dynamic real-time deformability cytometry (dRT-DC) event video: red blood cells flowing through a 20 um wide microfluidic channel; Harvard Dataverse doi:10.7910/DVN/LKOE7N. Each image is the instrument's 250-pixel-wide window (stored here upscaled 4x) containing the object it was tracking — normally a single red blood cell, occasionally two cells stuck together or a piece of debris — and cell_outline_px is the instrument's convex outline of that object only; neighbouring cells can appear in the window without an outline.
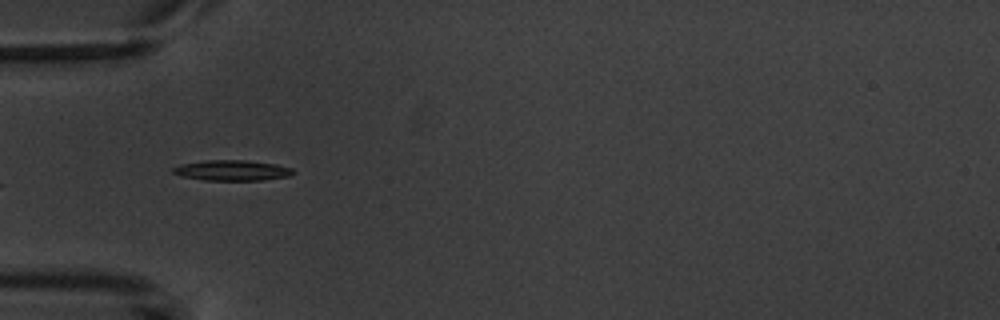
{"species": "common noctule bat (a hibernating species)", "species_latin": "Nyctalus noctula", "temperature_condition": "warm", "stored_images_in_passage": 9, "camera_frame_rate_fps": 3000, "um_per_image_px": 0.085, "animal": {"sex": "male", "body_mass_g": 20.1, "forearm_length_mm": 53.5}, "frame": {"image": 1, "passage_image": 4, "time_ms": 3.667, "image_size_px": [1000, 320], "cell_outline_px": [[296, 172], [292, 176], [264, 180], [204, 180], [180, 176], [172, 172], [172, 168], [180, 164], [204, 160], [248, 160], [276, 164], [292, 168]], "centroid_in_image_um": [19.75, 14.48], "position_along_channel_um": 65.2, "area_um2": 14.57}}
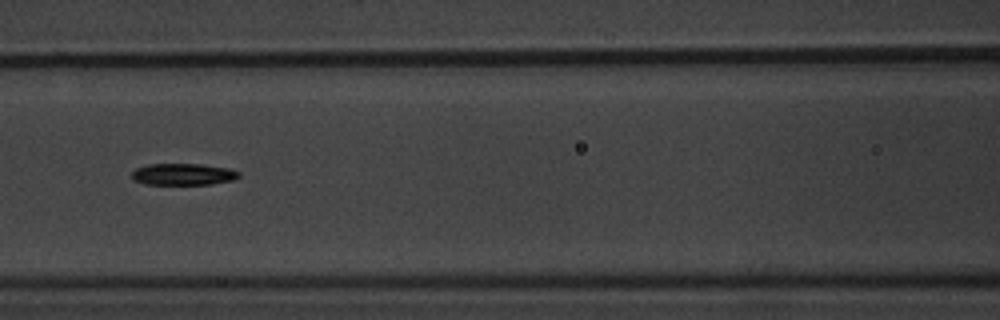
{"frame": {"image": 2, "passage_image": 6, "time_ms": 6.0, "image_size_px": [1000, 320], "cell_outline_px": [[240, 176], [232, 180], [212, 184], [144, 184], [132, 180], [132, 172], [136, 168], [148, 164], [200, 164], [228, 168], [240, 172]], "centroid_in_image_um": [15.55, 14.81], "position_along_channel_um": 151.1, "area_um2": 13.53}}
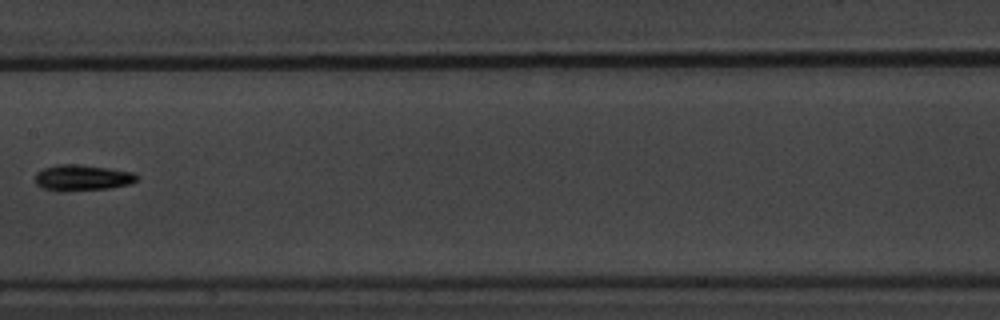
{"frame": {"image": 3, "passage_image": 7, "time_ms": 7.333, "image_size_px": [1000, 320], "cell_outline_px": [[136, 180], [132, 184], [112, 188], [64, 192], [60, 192], [40, 188], [36, 184], [36, 172], [44, 168], [56, 164], [76, 164], [108, 168], [132, 172], [136, 176]], "centroid_in_image_um": [6.95, 15.13], "position_along_channel_um": 200.5, "area_um2": 15.61}}